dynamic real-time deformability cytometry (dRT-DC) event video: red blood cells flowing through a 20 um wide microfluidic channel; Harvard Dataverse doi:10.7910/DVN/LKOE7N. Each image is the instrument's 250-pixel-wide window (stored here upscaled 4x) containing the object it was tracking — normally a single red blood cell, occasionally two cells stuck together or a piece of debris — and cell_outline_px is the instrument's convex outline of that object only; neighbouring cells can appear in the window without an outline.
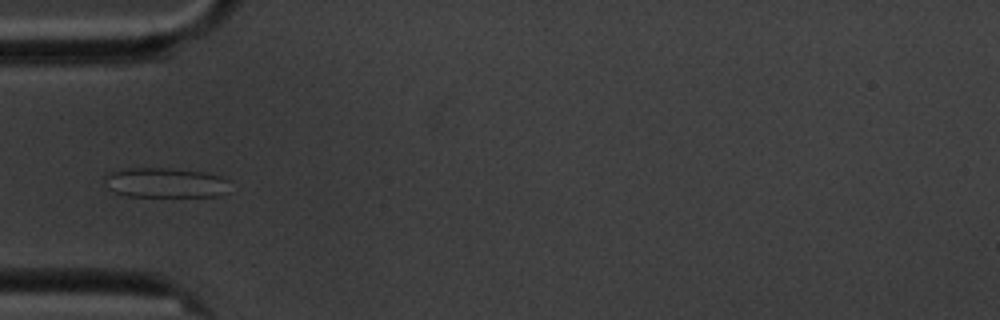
{"species": "common noctule bat (a hibernating species)", "species_latin": "Nyctalus noctula", "temperature_condition": "cold", "stored_images_in_passage": 7, "camera_frame_rate_fps": 3000, "um_per_image_px": 0.085, "animal": {"sex": "male", "body_mass_g": 20.1, "forearm_length_mm": 53.5}, "frame": {"image": 1, "passage_image": 4, "time_ms": 3.667, "image_size_px": [1000, 320], "cell_outline_px": [[228, 180], [224, 192], [220, 196], [124, 196], [112, 192], [108, 188], [104, 176], [108, 172], [120, 168], [172, 168], [204, 172], [220, 176]], "centroid_in_image_um": [13.97, 15.52], "position_along_channel_um": 71.0, "area_um2": 21.91}}
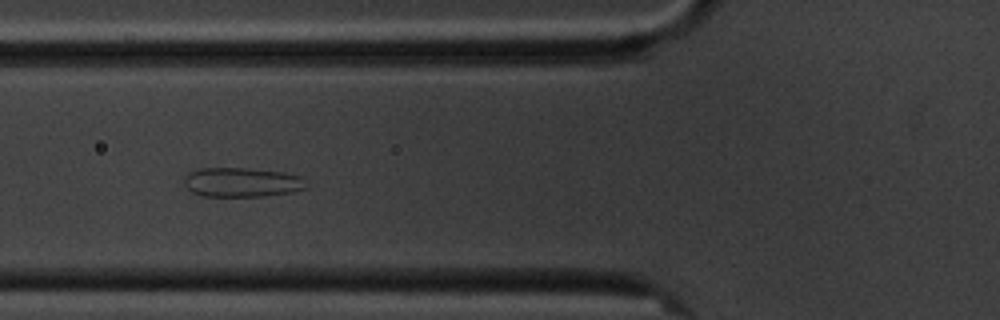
{"frame": {"image": 2, "passage_image": 5, "time_ms": 4.667, "image_size_px": [1000, 320], "cell_outline_px": [[308, 184], [304, 188], [292, 192], [260, 196], [200, 196], [192, 192], [184, 184], [184, 176], [188, 172], [200, 168], [244, 168], [280, 172], [300, 176]], "centroid_in_image_um": [20.5, 15.49], "position_along_channel_um": 105.3, "area_um2": 20.81}}